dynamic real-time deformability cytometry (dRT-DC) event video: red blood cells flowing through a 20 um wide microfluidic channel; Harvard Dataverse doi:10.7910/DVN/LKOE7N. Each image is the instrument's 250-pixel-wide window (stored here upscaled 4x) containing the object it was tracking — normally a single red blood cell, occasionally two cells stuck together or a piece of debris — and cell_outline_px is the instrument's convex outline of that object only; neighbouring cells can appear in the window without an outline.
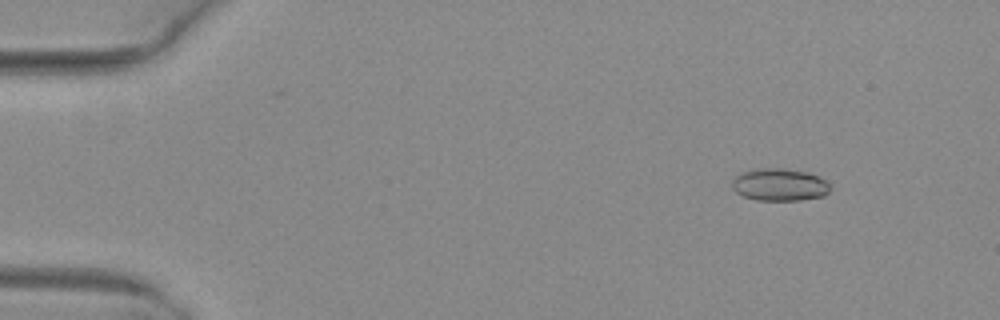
{"species": "common noctule bat (a hibernating species)", "species_latin": "Nyctalus noctula", "temperature_condition": "warm", "stored_images_in_passage": 4, "camera_frame_rate_fps": 3000, "um_per_image_px": 0.085, "animal": {"sex": "female", "body_mass_g": 29.2, "forearm_length_mm": 56.3}, "frame": {"image": 1, "passage_image": 1, "time_ms": 0.0, "image_size_px": [1000, 320], "cell_outline_px": [[832, 188], [824, 196], [800, 200], [756, 200], [744, 196], [736, 192], [732, 188], [732, 180], [740, 172], [760, 168], [784, 168], [808, 172], [820, 176], [828, 180], [832, 184]], "centroid_in_image_um": [66.32, 15.69], "position_along_channel_um": 18.7, "area_um2": 18.9}}
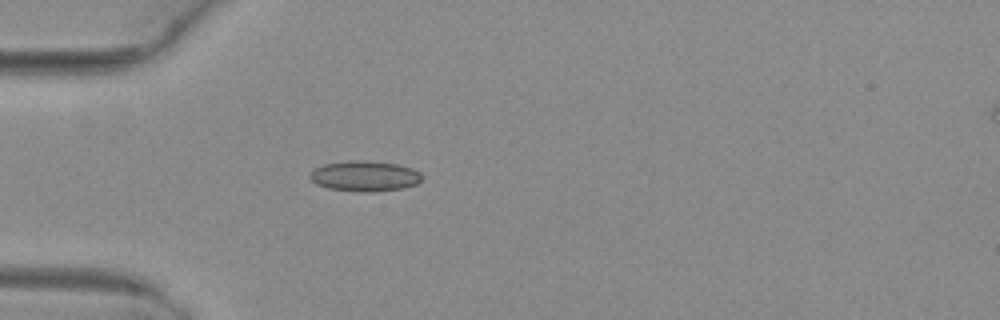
{"frame": {"image": 2, "passage_image": 4, "time_ms": 1.0, "image_size_px": [1000, 320], "cell_outline_px": [[420, 180], [416, 184], [404, 188], [376, 192], [360, 192], [328, 188], [316, 184], [308, 176], [312, 168], [324, 164], [348, 160], [364, 160], [396, 164], [412, 168], [420, 172]], "centroid_in_image_um": [30.96, 14.96], "position_along_channel_um": 54.0, "area_um2": 20.06}}